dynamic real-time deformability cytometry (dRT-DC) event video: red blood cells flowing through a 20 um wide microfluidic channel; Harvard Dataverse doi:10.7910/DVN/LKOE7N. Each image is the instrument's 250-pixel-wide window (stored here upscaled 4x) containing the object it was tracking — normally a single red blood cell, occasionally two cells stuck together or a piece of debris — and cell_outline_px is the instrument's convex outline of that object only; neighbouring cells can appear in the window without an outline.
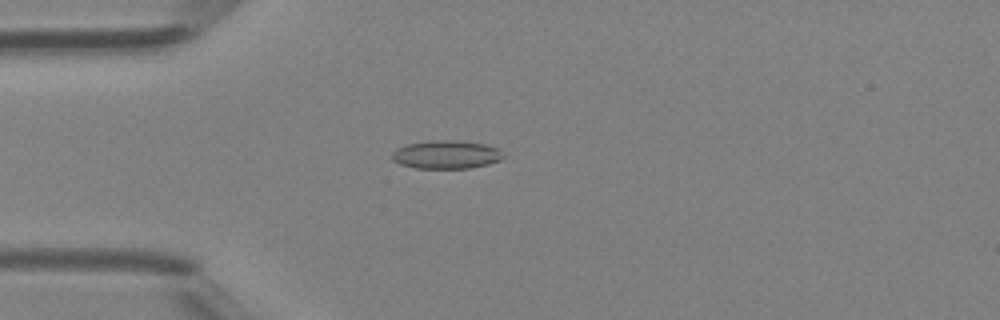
{"species": "Egyptian fruit bat (a non-hibernating species)", "species_latin": "Rousettus aegyptiacus", "temperature_condition": "room temperature", "stored_images_in_passage": 47, "camera_frame_rate_fps": 3000, "um_per_image_px": 0.085, "animal": {"sex": "female"}, "frame": {"image": 1, "passage_image": 13, "time_ms": 4.0, "image_size_px": [1000, 320], "cell_outline_px": [[504, 156], [500, 160], [488, 164], [472, 168], [416, 168], [400, 164], [392, 160], [392, 152], [396, 148], [408, 144], [432, 140], [452, 140], [484, 144], [500, 148]], "centroid_in_image_um": [37.94, 13.14], "position_along_channel_um": 47.1, "area_um2": 18.38}}
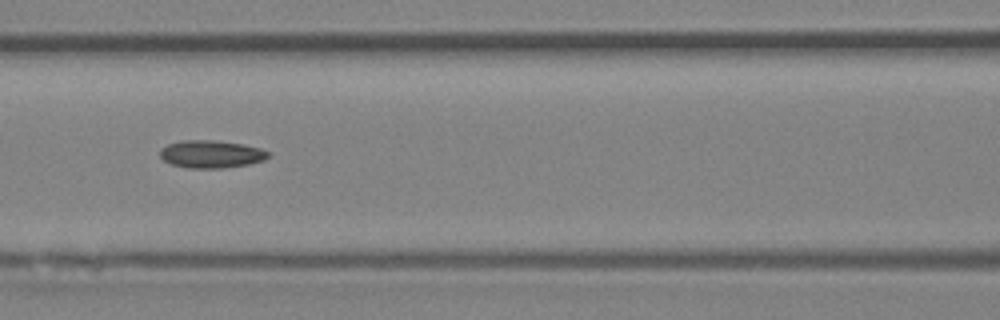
{"frame": {"image": 2, "passage_image": 21, "time_ms": 6.667, "image_size_px": [1000, 320], "cell_outline_px": [[268, 156], [264, 160], [248, 164], [220, 168], [188, 168], [172, 164], [164, 160], [160, 156], [160, 148], [168, 144], [180, 140], [216, 140], [244, 144], [260, 148], [268, 152]], "centroid_in_image_um": [17.92, 13.09], "position_along_channel_um": 148.7, "area_um2": 17.4}}
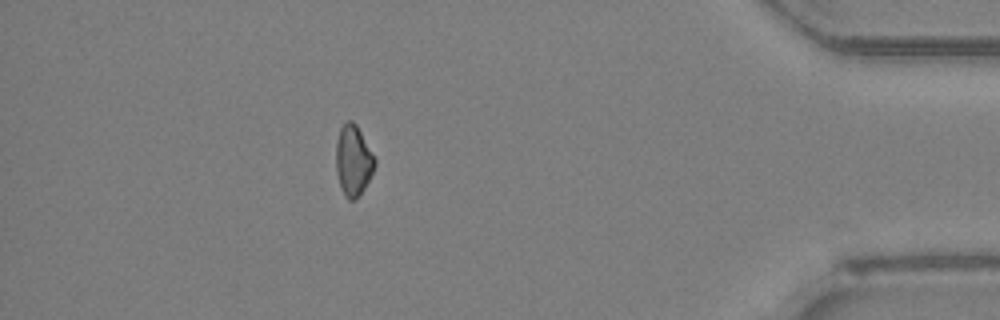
{"frame": {"image": 3, "passage_image": 42, "time_ms": 13.667, "image_size_px": [1000, 320], "cell_outline_px": [[376, 164], [364, 188], [356, 200], [348, 200], [344, 196], [340, 188], [336, 172], [336, 140], [340, 128], [348, 120], [352, 120], [356, 124], [376, 160]], "centroid_in_image_um": [30.0, 13.67], "position_along_channel_um": 405.2, "area_um2": 15.95}, "authors_computed_cell_mechanics": {"area_um2": 16.8198, "velocity_mm_per_s": 4.3675, "shape_relaxation_time_tau1_ms": 6.7874, "shape_relaxation_time_tau2_ms": 5.2708, "deformation_change_tau1": 0.1285, "deformation_change_tau2": 0.1095}}